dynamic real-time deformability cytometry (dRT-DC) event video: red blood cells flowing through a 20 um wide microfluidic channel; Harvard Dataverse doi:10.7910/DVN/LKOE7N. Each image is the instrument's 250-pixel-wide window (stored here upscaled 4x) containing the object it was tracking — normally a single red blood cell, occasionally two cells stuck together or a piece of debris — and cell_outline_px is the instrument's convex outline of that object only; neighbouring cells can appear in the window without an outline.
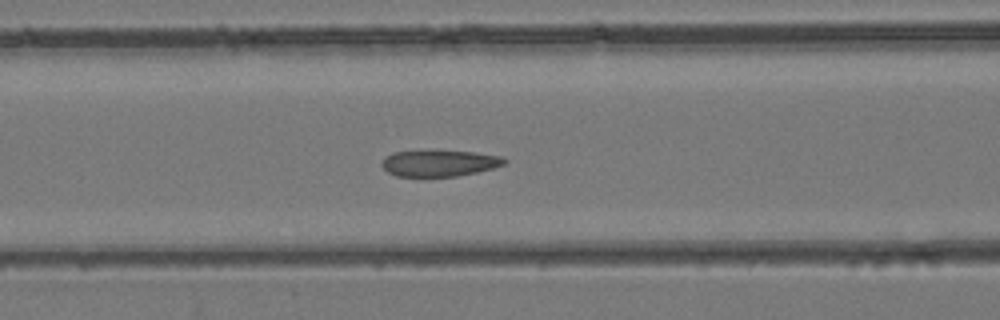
{"species": "common noctule bat (a hibernating species)", "species_latin": "Nyctalus noctula", "temperature_condition": "room temperature", "stored_images_in_passage": 35, "camera_frame_rate_fps": 3000, "um_per_image_px": 0.085, "animal": {"sex": "female", "body_mass_g": 24.6, "forearm_length_mm": 56.2}, "frame": {"image": 1, "passage_image": 10, "time_ms": 3.0, "image_size_px": [1000, 320], "cell_outline_px": [[508, 160], [504, 164], [492, 168], [476, 172], [456, 176], [396, 176], [388, 172], [380, 164], [384, 156], [392, 152], [424, 148], [436, 148], [472, 152], [500, 156]], "centroid_in_image_um": [37.26, 13.81], "position_along_channel_um": 129.3, "area_um2": 19.59}}
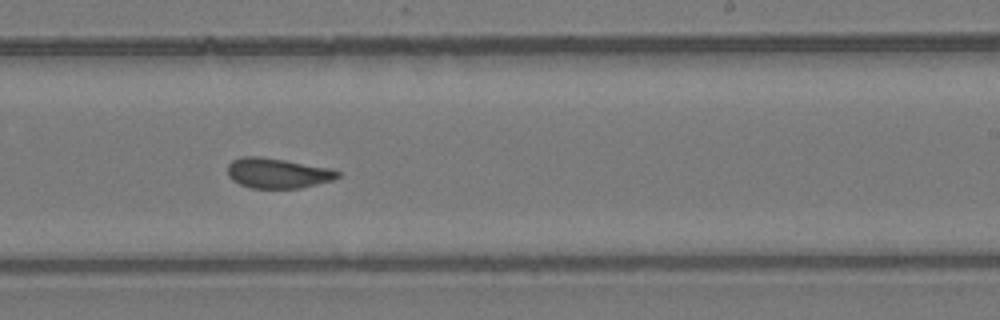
{"frame": {"image": 2, "passage_image": 19, "time_ms": 6.0, "image_size_px": [1000, 320], "cell_outline_px": [[340, 176], [332, 180], [300, 188], [252, 188], [240, 184], [232, 180], [228, 176], [228, 164], [232, 160], [240, 156], [256, 156], [284, 160], [332, 168], [340, 172]], "centroid_in_image_um": [23.58, 14.71], "position_along_channel_um": 265.4, "area_um2": 19.31}}
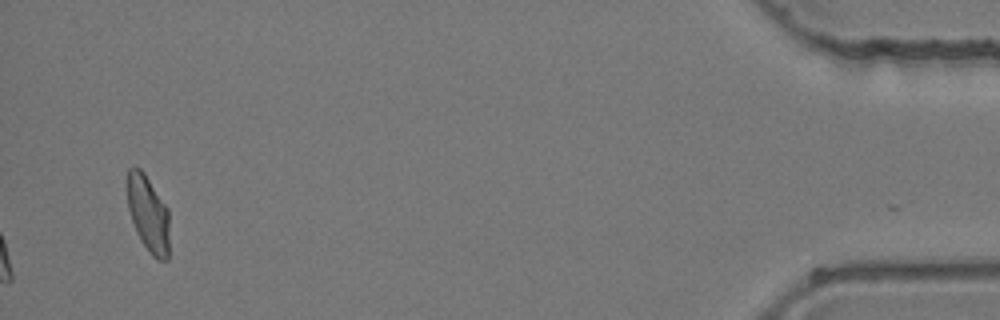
{"frame": {"image": 3, "passage_image": 35, "time_ms": 11.333, "image_size_px": [1000, 320], "cell_outline_px": [[168, 260], [156, 260], [152, 256], [140, 240], [136, 232], [128, 208], [128, 168], [140, 168], [144, 172], [168, 208]], "centroid_in_image_um": [12.6, 18.2], "position_along_channel_um": 422.6, "area_um2": 18.61}}